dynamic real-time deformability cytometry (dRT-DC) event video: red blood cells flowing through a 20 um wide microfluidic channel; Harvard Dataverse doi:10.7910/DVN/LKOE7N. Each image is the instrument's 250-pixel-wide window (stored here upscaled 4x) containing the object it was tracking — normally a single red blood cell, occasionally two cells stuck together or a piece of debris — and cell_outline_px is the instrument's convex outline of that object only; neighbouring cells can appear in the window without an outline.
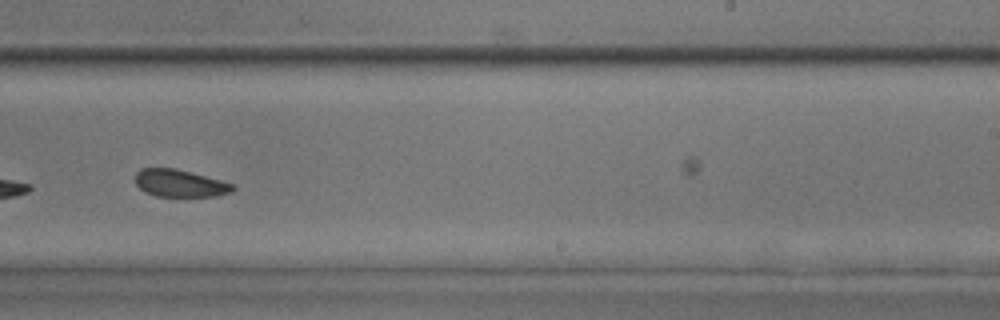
{"species": "common noctule bat (a hibernating species)", "species_latin": "Nyctalus noctula", "temperature_condition": "room temperature", "stored_images_in_passage": 47, "camera_frame_rate_fps": 3000, "um_per_image_px": 0.085, "animal": {"sex": "male", "body_mass_g": 17.9, "forearm_length_mm": 54.2}, "frame": {"image": 1, "passage_image": 29, "time_ms": 9.333, "image_size_px": [1000, 320], "cell_outline_px": [[236, 188], [232, 192], [216, 196], [156, 196], [144, 192], [136, 184], [136, 172], [140, 168], [176, 168], [236, 184]], "centroid_in_image_um": [15.32, 15.57], "position_along_channel_um": 273.7, "area_um2": 15.66}}